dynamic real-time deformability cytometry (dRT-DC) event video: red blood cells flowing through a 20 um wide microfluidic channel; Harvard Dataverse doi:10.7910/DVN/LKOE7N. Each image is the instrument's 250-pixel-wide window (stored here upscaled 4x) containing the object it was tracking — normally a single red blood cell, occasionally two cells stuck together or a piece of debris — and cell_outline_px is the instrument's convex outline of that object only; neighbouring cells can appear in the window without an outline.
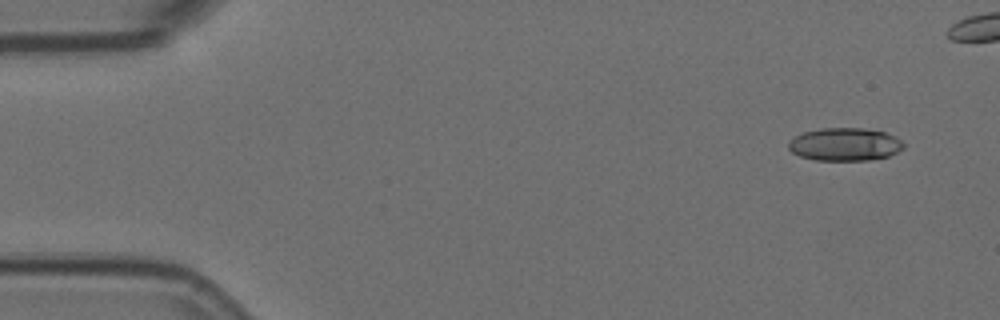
{"species": "Egyptian fruit bat (a non-hibernating species)", "species_latin": "Rousettus aegyptiacus", "temperature_condition": "room temperature", "stored_images_in_passage": 6, "segment_of_instrument_passage": [2, 2], "camera_frame_rate_fps": 3000, "um_per_image_px": 0.085, "animal": {"sex": "female"}, "frame": {"image": 1, "passage_image": 6, "time_ms": 1.667, "image_size_px": [1000, 320], "cell_outline_px": [[904, 148], [888, 156], [868, 160], [816, 160], [800, 156], [792, 152], [788, 148], [788, 140], [804, 132], [820, 128], [864, 128], [884, 132], [896, 136], [904, 144]], "centroid_in_image_um": [71.8, 12.26], "position_along_channel_um": 13.2, "area_um2": 22.08}}